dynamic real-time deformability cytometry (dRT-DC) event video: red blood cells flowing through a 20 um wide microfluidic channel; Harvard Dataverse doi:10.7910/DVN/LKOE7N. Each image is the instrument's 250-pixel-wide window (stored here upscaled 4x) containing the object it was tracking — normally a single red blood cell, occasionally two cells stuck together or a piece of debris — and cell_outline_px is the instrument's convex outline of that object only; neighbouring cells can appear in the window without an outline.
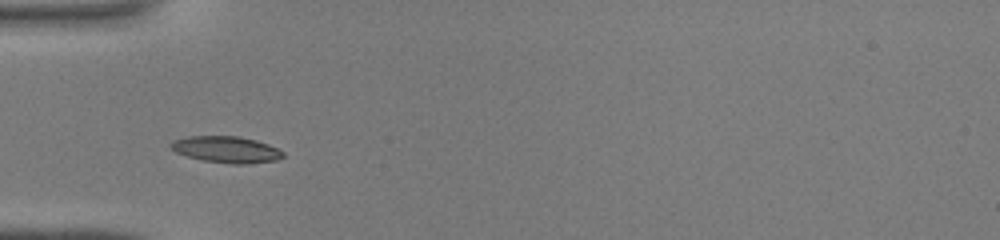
{"species": "common noctule bat (a hibernating species)", "species_latin": "Nyctalus noctula", "temperature_condition": "warm", "stored_images_in_passage": 25, "camera_frame_rate_fps": 3000, "um_per_image_px": 0.085, "animal": {"sex": "male", "body_mass_g": 19.0, "forearm_length_mm": 50.8}, "frame": {"image": 1, "passage_image": 1, "time_ms": 0.0, "image_size_px": [1000, 240], "cell_outline_px": [[284, 156], [276, 160], [244, 164], [232, 164], [204, 160], [188, 156], [176, 152], [168, 144], [172, 140], [188, 136], [240, 136], [256, 140], [268, 144], [284, 152]], "centroid_in_image_um": [19.23, 12.69], "position_along_channel_um": 65.8, "area_um2": 17.22}}
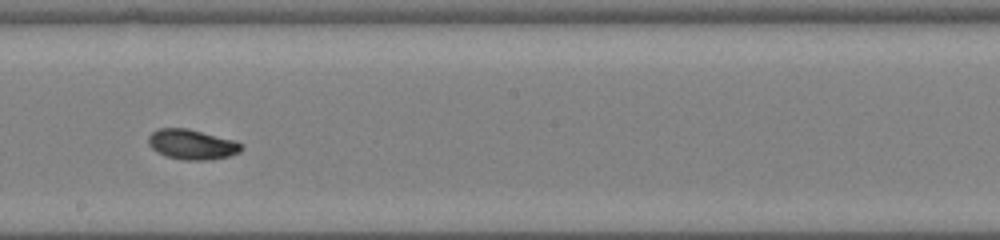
{"frame": {"image": 2, "passage_image": 12, "time_ms": 3.667, "image_size_px": [1000, 240], "cell_outline_px": [[244, 148], [240, 152], [228, 156], [212, 160], [184, 160], [164, 156], [156, 152], [148, 144], [148, 136], [152, 132], [160, 128], [188, 128], [236, 140], [244, 144]], "centroid_in_image_um": [16.34, 12.28], "position_along_channel_um": 231.9, "area_um2": 16.65}}
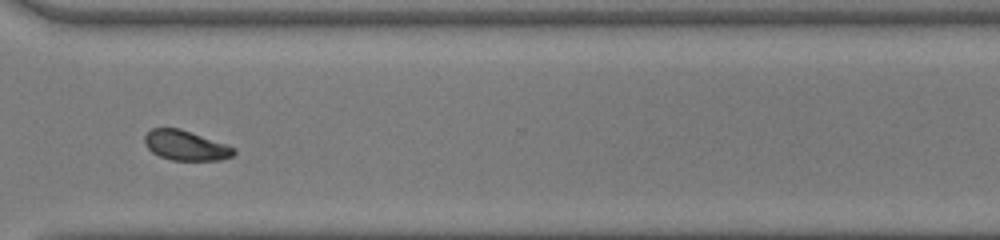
{"frame": {"image": 3, "passage_image": 20, "time_ms": 6.333, "image_size_px": [1000, 240], "cell_outline_px": [[236, 152], [232, 156], [220, 160], [172, 160], [160, 156], [152, 152], [144, 144], [144, 136], [152, 128], [180, 128], [236, 148]], "centroid_in_image_um": [15.77, 12.36], "position_along_channel_um": 354.8, "area_um2": 15.43}}